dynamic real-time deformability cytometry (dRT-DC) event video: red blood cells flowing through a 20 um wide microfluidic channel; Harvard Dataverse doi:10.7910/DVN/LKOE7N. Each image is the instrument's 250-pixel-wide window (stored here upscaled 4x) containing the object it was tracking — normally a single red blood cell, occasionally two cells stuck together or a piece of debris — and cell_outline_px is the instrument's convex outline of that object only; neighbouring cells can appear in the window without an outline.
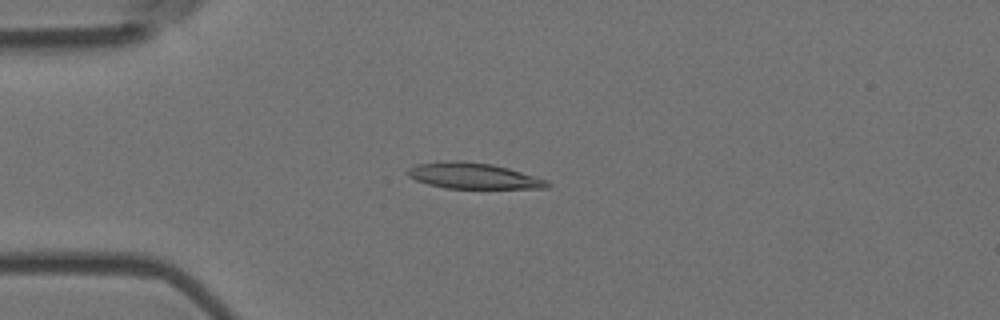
{"species": "Egyptian fruit bat (a non-hibernating species)", "species_latin": "Rousettus aegyptiacus", "temperature_condition": "room temperature", "stored_images_in_passage": 5, "camera_frame_rate_fps": 3000, "um_per_image_px": 0.085, "animal": {"sex": "female"}, "frame": {"image": 1, "passage_image": 5, "time_ms": 1.333, "image_size_px": [1000, 320], "cell_outline_px": [[552, 184], [548, 188], [444, 188], [428, 184], [416, 180], [408, 176], [408, 168], [416, 164], [444, 160], [460, 160], [492, 164], [508, 168], [536, 176], [548, 180]], "centroid_in_image_um": [40.24, 14.94], "position_along_channel_um": 44.8, "area_um2": 21.21}}